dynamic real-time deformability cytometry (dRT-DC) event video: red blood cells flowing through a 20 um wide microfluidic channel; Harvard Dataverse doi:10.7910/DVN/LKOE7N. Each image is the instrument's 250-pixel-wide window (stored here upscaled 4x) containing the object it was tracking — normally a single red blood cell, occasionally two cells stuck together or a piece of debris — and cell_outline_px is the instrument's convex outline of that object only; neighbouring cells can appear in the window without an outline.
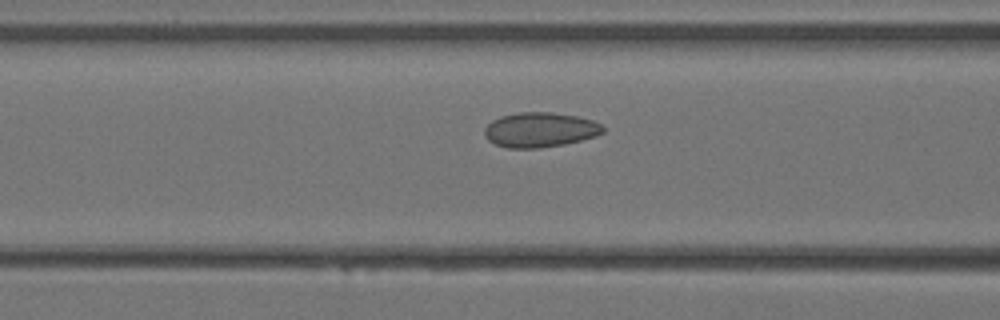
{"species": "Egyptian fruit bat (a non-hibernating species)", "species_latin": "Rousettus aegyptiacus", "temperature_condition": "warm", "stored_images_in_passage": 31, "camera_frame_rate_fps": 3000, "um_per_image_px": 0.085, "animal": {"sex": "female"}, "frame": {"image": 1, "passage_image": 13, "time_ms": 4.0, "image_size_px": [1000, 320], "cell_outline_px": [[604, 132], [596, 136], [564, 144], [540, 148], [508, 148], [496, 144], [488, 140], [484, 136], [484, 128], [492, 120], [500, 116], [520, 112], [552, 112], [576, 116], [592, 120], [600, 124], [604, 128]], "centroid_in_image_um": [45.88, 11.03], "position_along_channel_um": 120.7, "area_um2": 24.04}}
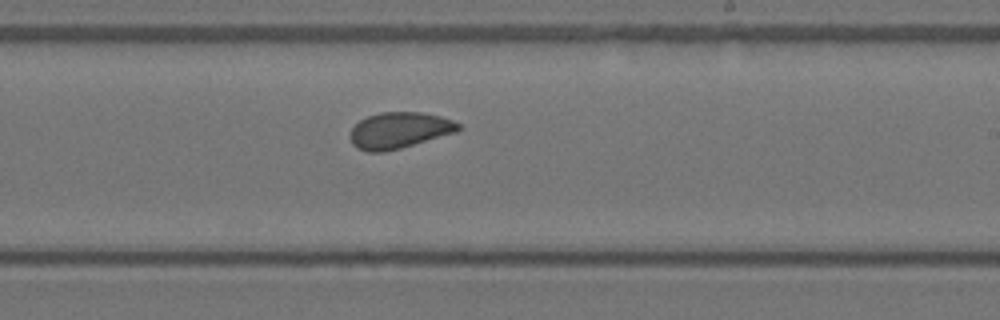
{"frame": {"image": 2, "passage_image": 20, "time_ms": 6.333, "image_size_px": [1000, 320], "cell_outline_px": [[460, 128], [456, 132], [400, 148], [384, 152], [368, 152], [356, 148], [352, 144], [352, 128], [360, 120], [368, 116], [380, 112], [420, 112], [440, 116], [452, 120], [460, 124]], "centroid_in_image_um": [33.93, 11.08], "position_along_channel_um": 255.1, "area_um2": 22.54}}
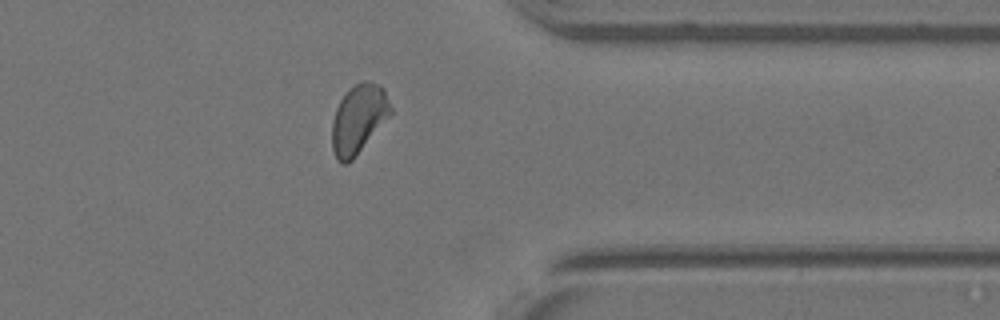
{"frame": {"image": 3, "passage_image": 27, "time_ms": 8.667, "image_size_px": [1000, 320], "cell_outline_px": [[392, 112], [352, 160], [348, 164], [340, 164], [336, 160], [332, 148], [332, 120], [336, 108], [340, 100], [348, 88], [364, 80], [368, 80], [384, 88], [392, 108]], "centroid_in_image_um": [30.45, 10.11], "position_along_channel_um": 381.0, "area_um2": 23.47}}